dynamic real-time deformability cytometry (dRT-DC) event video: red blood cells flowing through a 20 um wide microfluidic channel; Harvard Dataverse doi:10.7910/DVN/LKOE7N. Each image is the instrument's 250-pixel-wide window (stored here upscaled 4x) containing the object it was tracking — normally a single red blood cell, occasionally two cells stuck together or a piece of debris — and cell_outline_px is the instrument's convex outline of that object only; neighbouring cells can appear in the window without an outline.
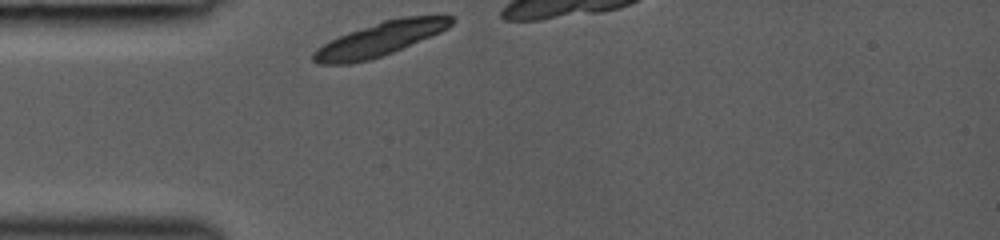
{"species": "common noctule bat (a hibernating species)", "species_latin": "Nyctalus noctula", "temperature_condition": "room temperature", "stored_images_in_passage": 6, "camera_frame_rate_fps": 3000, "um_per_image_px": 0.085, "animal": {"sex": "female", "body_mass_g": 19.0, "forearm_length_mm": 53.3}, "frame": {"image": 1, "passage_image": 1, "time_ms": 0.0, "image_size_px": [1000, 240], "cell_outline_px": [[456, 20], [448, 28], [440, 32], [392, 52], [368, 60], [352, 64], [320, 64], [312, 60], [312, 52], [316, 48], [348, 32], [384, 20], [404, 16], [452, 16]], "centroid_in_image_um": [32.28, 3.32], "position_along_channel_um": 52.7, "area_um2": 26.82}}
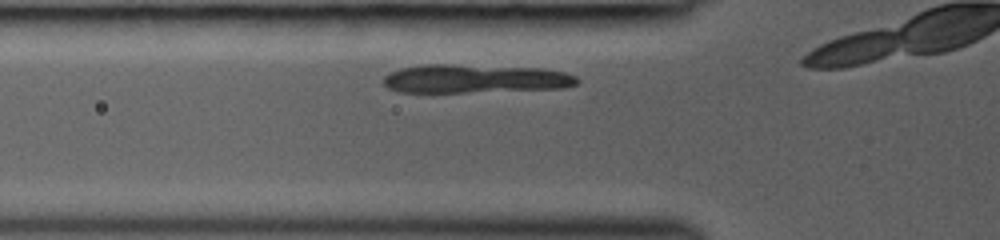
{"frame": {"image": 2, "passage_image": 4, "time_ms": 1.0, "image_size_px": [1000, 240], "cell_outline_px": [[580, 80], [576, 84], [564, 88], [464, 92], [400, 92], [388, 88], [384, 84], [384, 76], [400, 68], [424, 64], [452, 64], [540, 68], [564, 72], [576, 76]], "centroid_in_image_um": [40.37, 6.68], "position_along_channel_um": 85.4, "area_um2": 32.19}}